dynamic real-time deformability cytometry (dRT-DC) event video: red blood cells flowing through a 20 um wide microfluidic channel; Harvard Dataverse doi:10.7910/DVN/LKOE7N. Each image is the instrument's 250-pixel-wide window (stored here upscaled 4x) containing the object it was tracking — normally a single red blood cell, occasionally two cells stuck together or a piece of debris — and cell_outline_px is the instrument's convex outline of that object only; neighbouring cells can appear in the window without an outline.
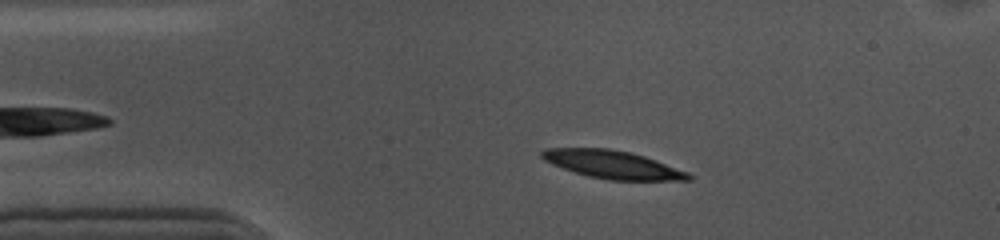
{"species": "common noctule bat (a hibernating species)", "species_latin": "Nyctalus noctula", "temperature_condition": "cold", "stored_images_in_passage": 53, "camera_frame_rate_fps": 3000, "um_per_image_px": 0.085, "animal": {"sex": "female", "body_mass_g": 10.0, "forearm_length_mm": 53.1}, "frame": {"image": 1, "passage_image": 8, "time_ms": 2.333, "image_size_px": [1000, 240], "cell_outline_px": [[692, 180], [608, 180], [588, 176], [552, 164], [544, 160], [540, 156], [540, 152], [544, 148], [608, 148], [628, 152], [644, 156], [656, 160], [688, 172], [692, 176]], "centroid_in_image_um": [52.06, 13.98], "position_along_channel_um": 32.9, "area_um2": 23.76}}
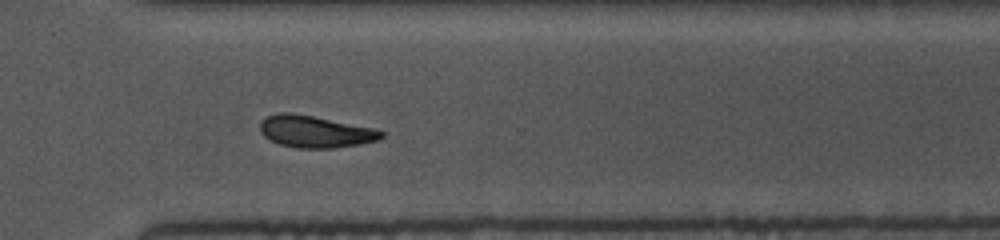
{"frame": {"image": 2, "passage_image": 37, "time_ms": 12.0, "image_size_px": [1000, 240], "cell_outline_px": [[384, 136], [380, 140], [360, 144], [332, 148], [300, 148], [280, 144], [264, 136], [260, 132], [260, 120], [268, 116], [280, 112], [288, 112], [312, 116], [376, 128], [384, 132]], "centroid_in_image_um": [26.82, 11.18], "position_along_channel_um": 343.8, "area_um2": 22.54}}
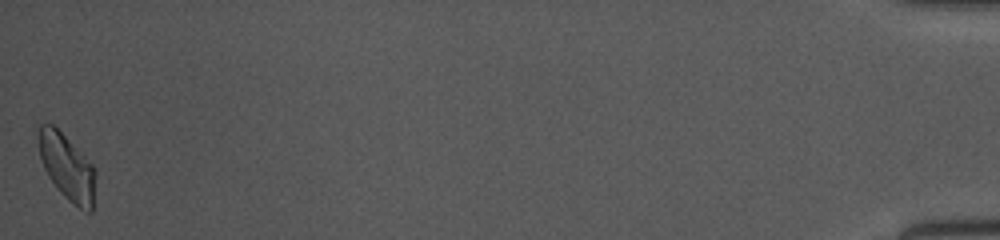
{"frame": {"image": 3, "passage_image": 53, "time_ms": 17.333, "image_size_px": [1000, 240], "cell_outline_px": [[96, 172], [92, 212], [88, 212], [72, 204], [60, 192], [48, 176], [40, 160], [36, 136], [40, 124], [52, 124], [96, 168]], "centroid_in_image_um": [5.67, 14.21], "position_along_channel_um": 429.5, "area_um2": 21.91}, "authors_computed_cell_mechanics": {"area_um2": 23.2934, "velocity_mm_per_s": 3.5293, "shape_relaxation_time_tau1_ms": 2.993, "shape_relaxation_time_tau2_ms": null, "deformation_change_tau1": 0.0977, "deformation_change_tau2": null}}